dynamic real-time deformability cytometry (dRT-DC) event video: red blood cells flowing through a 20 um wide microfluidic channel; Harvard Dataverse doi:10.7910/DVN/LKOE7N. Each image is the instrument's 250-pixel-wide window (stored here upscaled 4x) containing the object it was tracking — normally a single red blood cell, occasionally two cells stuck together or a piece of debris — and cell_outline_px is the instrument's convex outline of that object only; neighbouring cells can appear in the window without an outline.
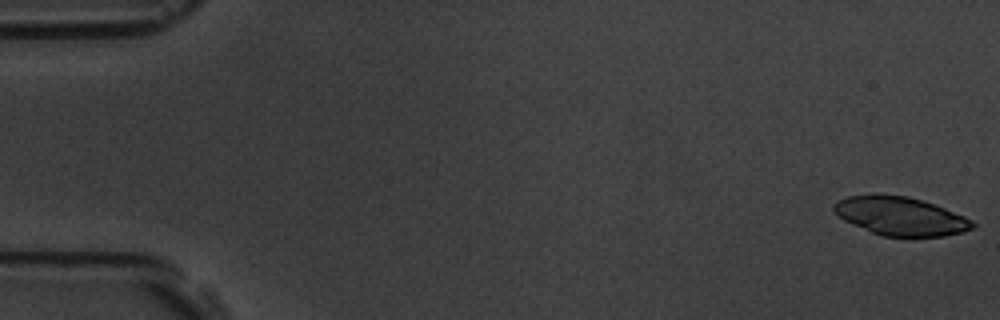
{"species": "common noctule bat (a hibernating species)", "species_latin": "Nyctalus noctula", "temperature_condition": "room temperature", "stored_images_in_passage": 53, "camera_frame_rate_fps": 3000, "um_per_image_px": 0.085, "animal": {"sex": "male", "body_mass_g": 19.5, "forearm_length_mm": 54.6}, "frame": {"image": 1, "passage_image": 1, "time_ms": 0.0, "image_size_px": [1000, 320], "cell_outline_px": [[976, 228], [964, 232], [944, 236], [880, 236], [844, 220], [832, 212], [832, 204], [836, 200], [848, 196], [908, 196], [924, 200], [964, 216], [972, 220], [976, 224]], "centroid_in_image_um": [76.56, 18.39], "position_along_channel_um": 8.4, "area_um2": 30.92}}